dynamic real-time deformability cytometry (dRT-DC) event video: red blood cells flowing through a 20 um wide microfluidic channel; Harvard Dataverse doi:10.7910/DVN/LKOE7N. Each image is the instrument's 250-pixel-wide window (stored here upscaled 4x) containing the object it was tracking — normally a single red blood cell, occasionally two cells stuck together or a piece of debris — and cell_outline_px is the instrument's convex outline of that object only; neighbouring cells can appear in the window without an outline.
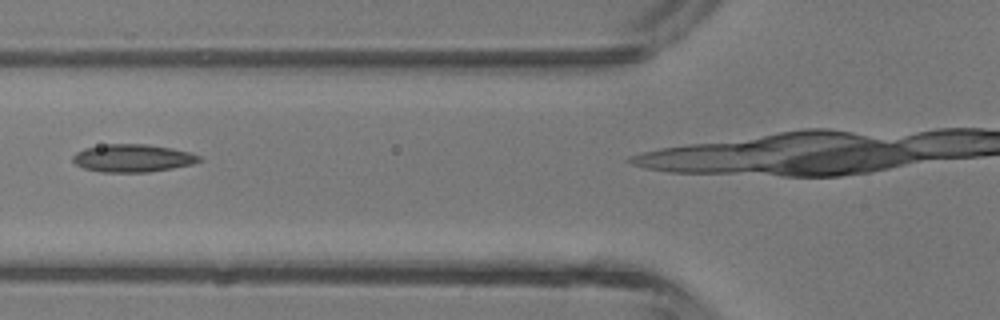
{"species": "common noctule bat (a hibernating species)", "species_latin": "Nyctalus noctula", "temperature_condition": "room temperature", "stored_images_in_passage": 4, "camera_frame_rate_fps": 3000, "um_per_image_px": 0.085, "animal": {"sex": "male", "body_mass_g": 13.3}, "frame": {"image": 1, "passage_image": 2, "time_ms": 1.333, "image_size_px": [1000, 320], "cell_outline_px": [[204, 160], [192, 164], [172, 168], [148, 172], [100, 172], [84, 168], [76, 164], [72, 160], [72, 156], [76, 152], [84, 148], [108, 144], [148, 144], [172, 148], [192, 152], [200, 156]], "centroid_in_image_um": [11.3, 13.44], "position_along_channel_um": 114.5, "area_um2": 20.58}}